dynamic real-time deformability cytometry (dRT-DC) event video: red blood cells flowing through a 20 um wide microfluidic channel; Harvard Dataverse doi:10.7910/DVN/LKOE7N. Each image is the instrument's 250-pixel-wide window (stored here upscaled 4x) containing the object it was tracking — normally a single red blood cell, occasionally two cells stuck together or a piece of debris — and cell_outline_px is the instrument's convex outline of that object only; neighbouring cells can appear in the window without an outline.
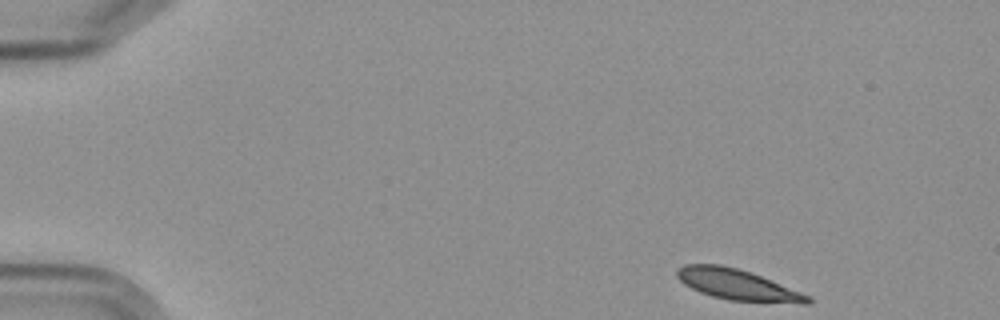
{"species": "Egyptian fruit bat (a non-hibernating species)", "species_latin": "Rousettus aegyptiacus", "temperature_condition": "cold", "stored_images_in_passage": 5, "camera_frame_rate_fps": 3000, "um_per_image_px": 0.085, "frame": {"image": 1, "passage_image": 1, "time_ms": 0.0, "image_size_px": [1000, 320], "cell_outline_px": [[812, 300], [808, 304], [804, 304], [728, 300], [712, 296], [700, 292], [684, 284], [676, 276], [676, 268], [684, 264], [720, 264], [736, 268], [760, 276], [808, 296]], "centroid_in_image_um": [62.6, 24.2], "position_along_channel_um": 22.4, "area_um2": 23.0}}
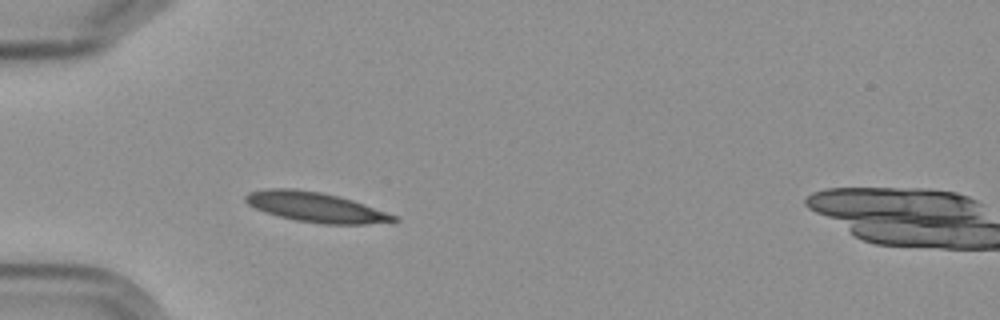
{"frame": {"image": 2, "passage_image": 4, "time_ms": 3.667, "image_size_px": [1000, 320], "cell_outline_px": [[400, 220], [364, 224], [324, 224], [296, 220], [264, 212], [248, 204], [244, 200], [244, 196], [248, 192], [268, 188], [292, 188], [320, 192], [352, 200], [396, 216]], "centroid_in_image_um": [26.76, 17.6], "position_along_channel_um": 58.2, "area_um2": 25.37}}